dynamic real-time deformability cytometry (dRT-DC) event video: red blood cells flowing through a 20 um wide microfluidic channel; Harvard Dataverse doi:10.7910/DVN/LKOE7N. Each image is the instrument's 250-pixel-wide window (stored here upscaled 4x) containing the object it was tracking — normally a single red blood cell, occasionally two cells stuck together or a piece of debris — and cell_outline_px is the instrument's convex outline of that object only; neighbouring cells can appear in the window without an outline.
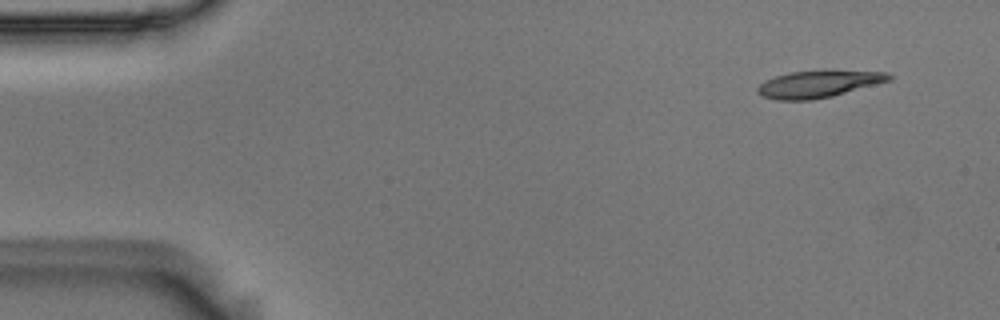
{"species": "Egyptian fruit bat (a non-hibernating species)", "species_latin": "Rousettus aegyptiacus", "temperature_condition": "room temperature", "stored_images_in_passage": 5, "camera_frame_rate_fps": 3000, "um_per_image_px": 0.085, "animal": {"sex": "male"}, "frame": {"image": 1, "passage_image": 2, "time_ms": 0.333, "image_size_px": [1000, 320], "cell_outline_px": [[892, 80], [832, 96], [812, 100], [776, 100], [760, 96], [756, 92], [756, 88], [764, 80], [776, 76], [792, 72], [828, 68], [832, 68], [888, 72], [892, 76]], "centroid_in_image_um": [69.6, 7.1], "position_along_channel_um": 15.4, "area_um2": 21.56}}
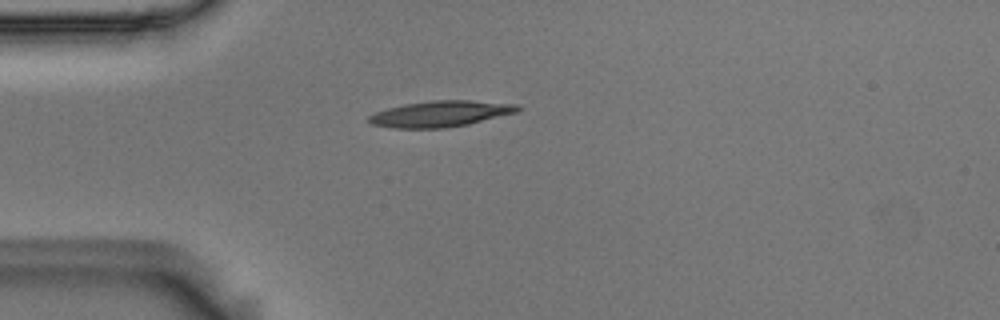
{"frame": {"image": 2, "passage_image": 4, "time_ms": 1.0, "image_size_px": [1000, 320], "cell_outline_px": [[524, 108], [516, 112], [468, 124], [444, 128], [396, 128], [372, 124], [368, 120], [368, 116], [376, 112], [388, 108], [404, 104], [432, 100], [468, 100], [516, 104]], "centroid_in_image_um": [37.45, 9.67], "position_along_channel_um": 47.5, "area_um2": 22.37}}